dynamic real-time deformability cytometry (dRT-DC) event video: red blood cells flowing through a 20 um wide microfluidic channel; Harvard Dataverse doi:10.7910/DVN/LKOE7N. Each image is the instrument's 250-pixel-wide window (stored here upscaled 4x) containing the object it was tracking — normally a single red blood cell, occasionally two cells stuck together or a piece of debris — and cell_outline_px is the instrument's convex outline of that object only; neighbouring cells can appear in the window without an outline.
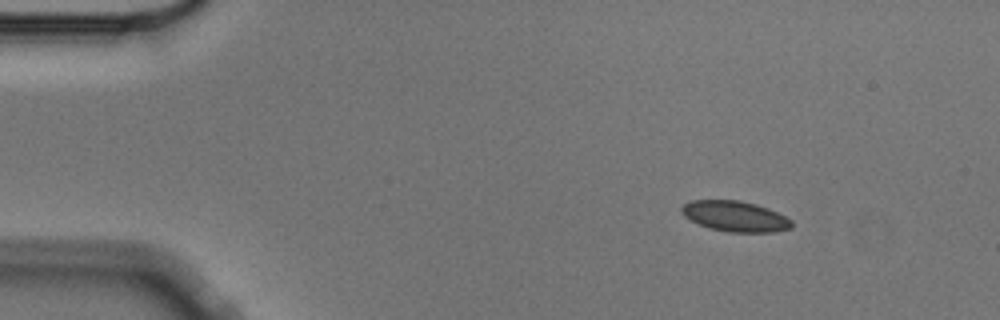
{"species": "Egyptian fruit bat (a non-hibernating species)", "species_latin": "Rousettus aegyptiacus", "temperature_condition": "cold", "stored_images_in_passage": 4, "camera_frame_rate_fps": 3000, "um_per_image_px": 0.085, "animal": {"sex": "male"}, "frame": {"image": 1, "passage_image": 1, "time_ms": 0.0, "image_size_px": [1000, 320], "cell_outline_px": [[792, 228], [772, 232], [728, 232], [708, 228], [684, 216], [680, 212], [680, 208], [684, 204], [692, 200], [740, 200], [756, 204], [768, 208], [792, 220]], "centroid_in_image_um": [62.48, 18.38], "position_along_channel_um": 22.5, "area_um2": 19.59}}
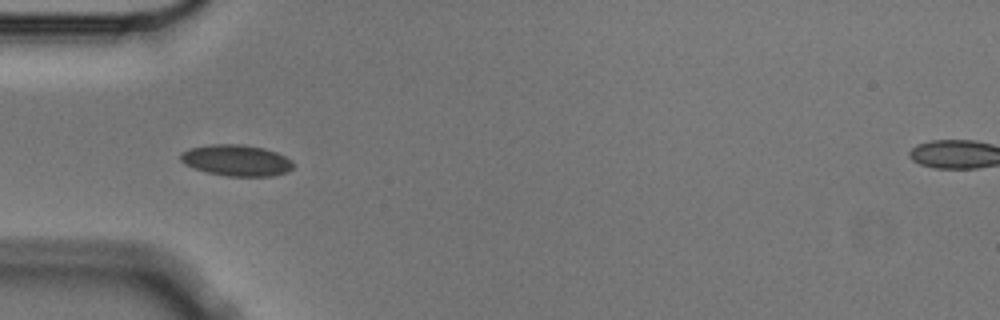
{"frame": {"image": 2, "passage_image": 3, "time_ms": 0.667, "image_size_px": [1000, 320], "cell_outline_px": [[292, 168], [288, 172], [272, 176], [224, 176], [192, 168], [184, 164], [180, 160], [180, 152], [188, 148], [208, 144], [240, 144], [264, 148], [276, 152], [292, 160]], "centroid_in_image_um": [20.05, 13.63], "position_along_channel_um": 64.9, "area_um2": 20.69}}
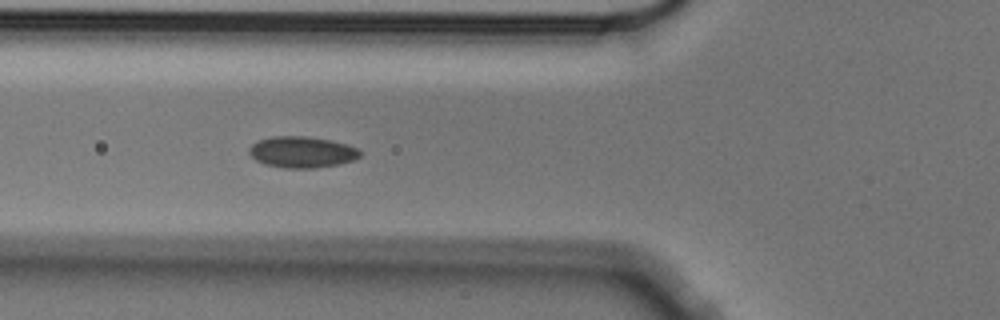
{"frame": {"image": 3, "passage_image": 4, "time_ms": 1.0, "image_size_px": [1000, 320], "cell_outline_px": [[360, 156], [356, 160], [340, 164], [316, 168], [284, 168], [264, 164], [256, 160], [248, 152], [248, 148], [252, 144], [260, 140], [272, 136], [304, 136], [328, 140], [348, 144], [356, 148], [360, 152]], "centroid_in_image_um": [25.67, 12.94], "position_along_channel_um": 100.1, "area_um2": 20.23}}